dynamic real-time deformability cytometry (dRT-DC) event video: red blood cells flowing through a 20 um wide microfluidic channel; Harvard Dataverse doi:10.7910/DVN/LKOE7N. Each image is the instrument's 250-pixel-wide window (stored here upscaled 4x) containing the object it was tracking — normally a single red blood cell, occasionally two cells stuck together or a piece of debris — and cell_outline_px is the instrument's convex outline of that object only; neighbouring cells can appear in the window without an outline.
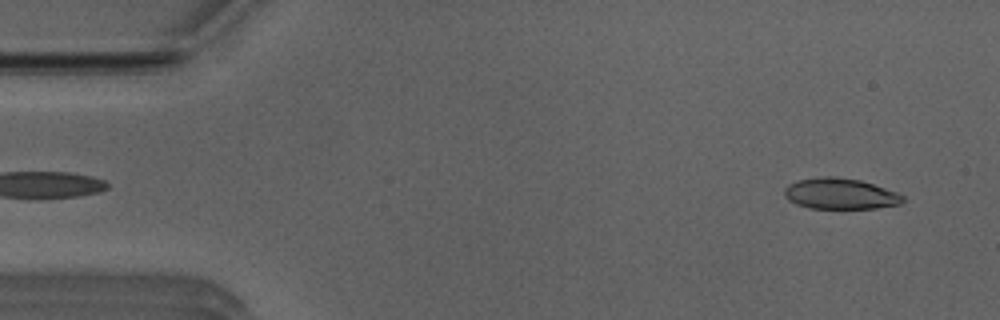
{"species": "Egyptian fruit bat (a non-hibernating species)", "species_latin": "Rousettus aegyptiacus", "temperature_condition": "room temperature", "stored_images_in_passage": 50, "camera_frame_rate_fps": 3000, "um_per_image_px": 0.085, "animal": {"sex": "male"}, "frame": {"image": 1, "passage_image": 2, "time_ms": 0.333, "image_size_px": [1000, 320], "cell_outline_px": [[904, 200], [900, 204], [876, 208], [812, 208], [796, 204], [788, 200], [784, 196], [784, 188], [788, 184], [800, 180], [820, 176], [836, 176], [860, 180], [896, 192], [904, 196]], "centroid_in_image_um": [71.39, 16.46], "position_along_channel_um": 13.6, "area_um2": 21.27}}
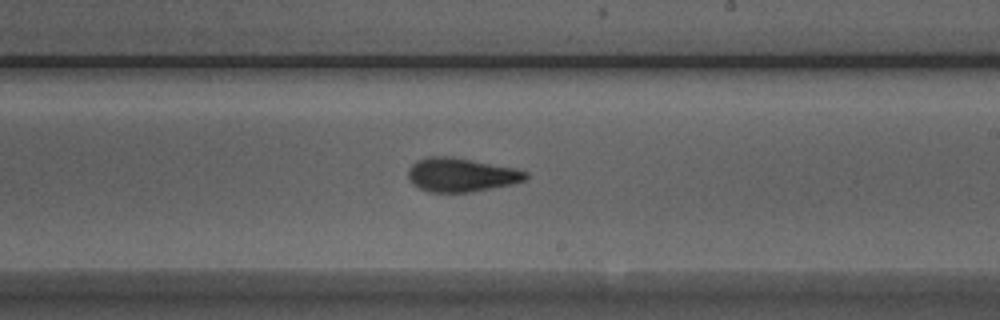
{"frame": {"image": 2, "passage_image": 28, "time_ms": 9.0, "image_size_px": [1000, 320], "cell_outline_px": [[528, 180], [512, 184], [472, 192], [432, 192], [420, 188], [412, 184], [408, 180], [408, 168], [416, 160], [428, 156], [448, 156], [516, 168], [528, 172]], "centroid_in_image_um": [39.2, 14.86], "position_along_channel_um": 249.8, "area_um2": 23.29}}
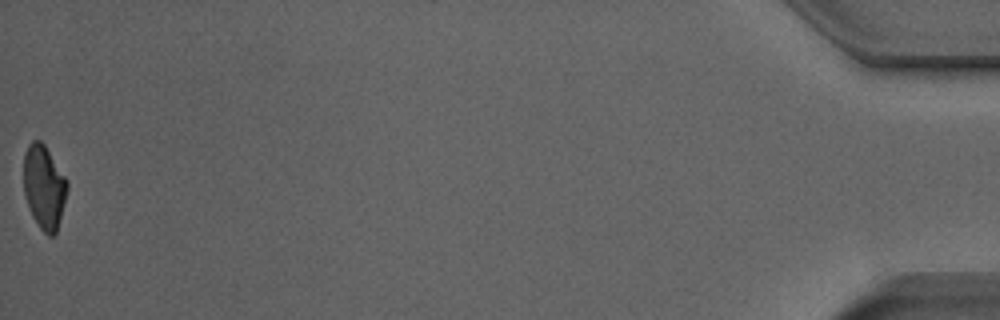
{"frame": {"image": 3, "passage_image": 50, "time_ms": 16.333, "image_size_px": [1000, 320], "cell_outline_px": [[68, 188], [56, 232], [52, 236], [48, 236], [40, 228], [32, 216], [28, 208], [24, 192], [24, 152], [28, 144], [32, 140], [40, 140], [44, 144], [68, 180]], "centroid_in_image_um": [3.74, 15.87], "position_along_channel_um": 431.5, "area_um2": 21.27}, "authors_computed_cell_mechanics": {"area_um2": 22.7732, "velocity_mm_per_s": 3.9475, "shape_relaxation_time_tau1_ms": 5.5007, "shape_relaxation_time_tau2_ms": 1.5709, "deformation_change_tau1": 0.1702, "deformation_change_tau2": 0.0812}}